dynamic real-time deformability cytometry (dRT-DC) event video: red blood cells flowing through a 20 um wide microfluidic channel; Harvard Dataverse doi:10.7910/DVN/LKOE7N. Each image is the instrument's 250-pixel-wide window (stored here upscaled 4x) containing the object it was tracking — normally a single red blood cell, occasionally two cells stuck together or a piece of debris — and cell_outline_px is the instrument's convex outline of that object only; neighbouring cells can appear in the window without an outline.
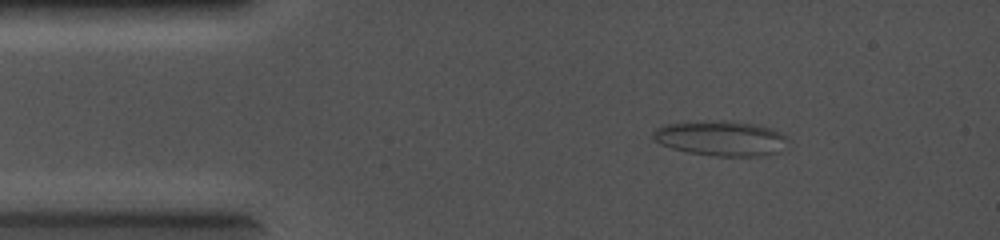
{"species": "common noctule bat (a hibernating species)", "species_latin": "Nyctalus noctula", "temperature_condition": "cold", "stored_images_in_passage": 61, "camera_frame_rate_fps": 5000, "um_per_image_px": 0.085, "animal": {"sex": "female", "body_mass_g": 19.0, "forearm_length_mm": 56.7}, "frame": {"image": 1, "passage_image": 1, "time_ms": 0.0, "image_size_px": [1000, 240], "cell_outline_px": [[788, 140], [780, 152], [756, 156], [716, 156], [688, 152], [672, 148], [660, 144], [652, 136], [652, 132], [656, 128], [668, 124], [724, 120], [728, 120], [756, 124], [772, 128], [780, 132]], "centroid_in_image_um": [61.3, 11.76], "position_along_channel_um": 23.7, "area_um2": 27.34}}
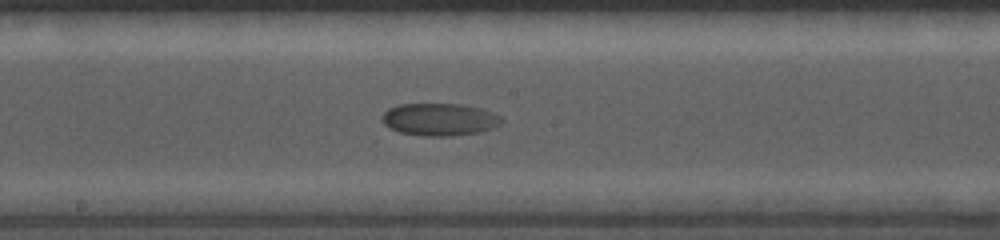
{"frame": {"image": 2, "passage_image": 28, "time_ms": 5.4, "image_size_px": [1000, 240], "cell_outline_px": [[504, 120], [500, 124], [492, 128], [480, 132], [452, 136], [424, 136], [400, 132], [388, 128], [384, 124], [384, 112], [388, 108], [396, 104], [460, 104], [480, 108], [492, 112], [500, 116]], "centroid_in_image_um": [37.37, 10.15], "position_along_channel_um": 210.8, "area_um2": 22.6}}
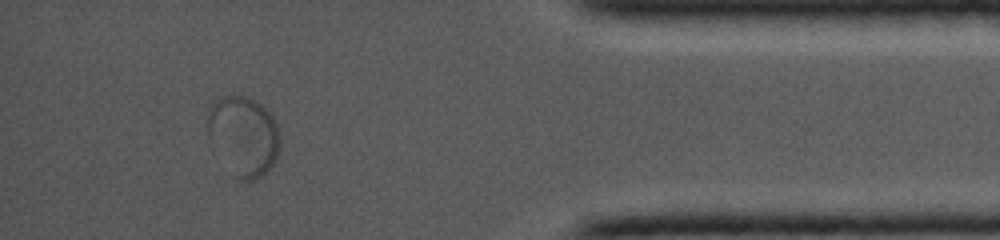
{"frame": {"image": 3, "passage_image": 54, "time_ms": 10.6, "image_size_px": [1000, 240], "cell_outline_px": [[280, 148], [276, 160], [256, 180], [236, 180], [208, 136], [208, 108], [216, 96], [248, 96], [256, 100], [276, 120], [280, 136]], "centroid_in_image_um": [20.7, 11.52], "position_along_channel_um": 414.5, "area_um2": 33.64}}